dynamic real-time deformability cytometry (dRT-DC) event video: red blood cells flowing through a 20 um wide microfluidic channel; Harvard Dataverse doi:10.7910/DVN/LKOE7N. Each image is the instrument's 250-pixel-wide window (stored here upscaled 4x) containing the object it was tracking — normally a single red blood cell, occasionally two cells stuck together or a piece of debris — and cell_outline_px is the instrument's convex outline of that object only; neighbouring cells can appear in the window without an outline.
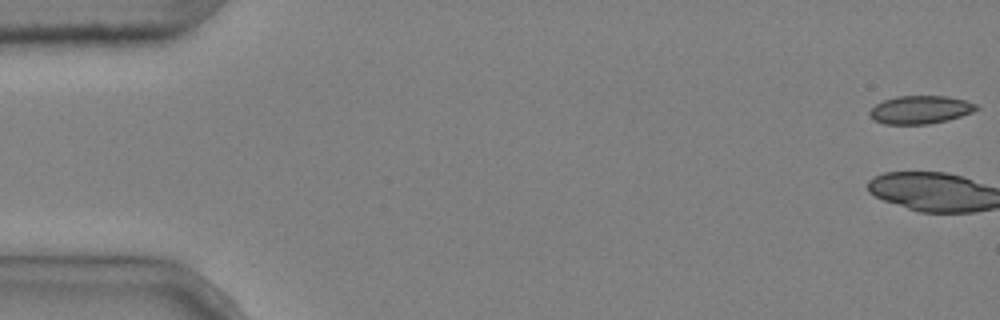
{"species": "common noctule bat (a hibernating species)", "species_latin": "Nyctalus noctula", "temperature_condition": "cold", "stored_images_in_passage": 6, "camera_frame_rate_fps": 3000, "um_per_image_px": 0.085, "animal": {"sex": "male", "body_mass_g": 20.4}, "frame": {"image": 1, "passage_image": 1, "time_ms": 0.0, "image_size_px": [1000, 320], "cell_outline_px": [[980, 108], [972, 112], [948, 120], [928, 124], [884, 124], [872, 120], [868, 116], [868, 112], [876, 104], [884, 100], [896, 96], [948, 96], [964, 100], [976, 104]], "centroid_in_image_um": [78.19, 9.33], "position_along_channel_um": 6.8, "area_um2": 17.57}}